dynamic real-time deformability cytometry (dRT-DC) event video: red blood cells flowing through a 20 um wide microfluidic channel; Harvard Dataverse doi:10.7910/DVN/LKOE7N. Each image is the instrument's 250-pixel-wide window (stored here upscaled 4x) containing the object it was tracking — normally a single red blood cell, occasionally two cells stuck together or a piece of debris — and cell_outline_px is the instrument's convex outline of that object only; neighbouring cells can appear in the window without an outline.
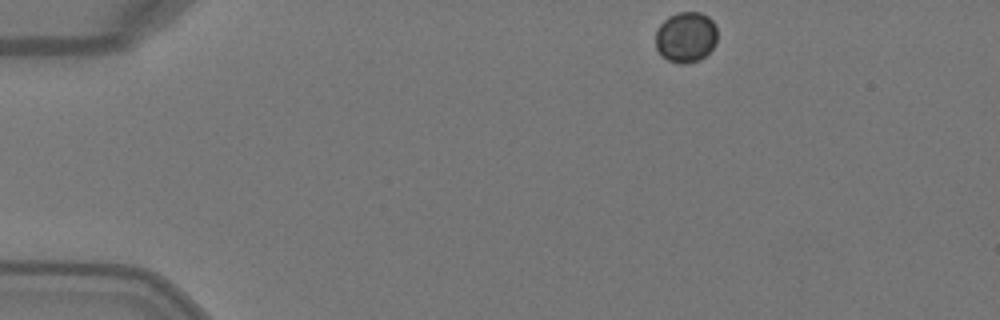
{"species": "Egyptian fruit bat (a non-hibernating species)", "species_latin": "Rousettus aegyptiacus", "temperature_condition": "warm", "stored_images_in_passage": 43, "camera_frame_rate_fps": 3000, "um_per_image_px": 0.085, "animal": {"sex": "female"}, "frame": {"image": 1, "passage_image": 1, "time_ms": 0.0, "image_size_px": [1000, 320], "cell_outline_px": [[716, 44], [700, 60], [684, 64], [680, 64], [668, 60], [656, 48], [656, 28], [668, 16], [676, 12], [700, 12], [708, 16], [716, 24]], "centroid_in_image_um": [58.3, 3.13], "position_along_channel_um": 26.7, "area_um2": 18.32}}
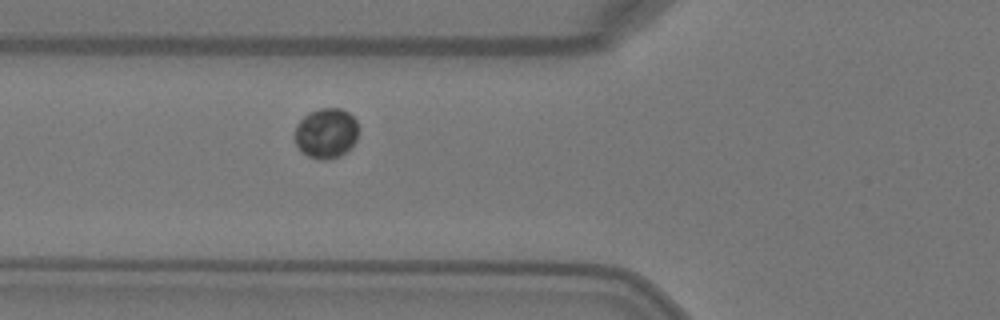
{"frame": {"image": 2, "passage_image": 12, "time_ms": 3.667, "image_size_px": [1000, 320], "cell_outline_px": [[356, 140], [340, 156], [328, 160], [320, 160], [308, 156], [296, 144], [296, 124], [308, 112], [320, 108], [340, 108], [348, 112], [356, 120]], "centroid_in_image_um": [27.71, 11.31], "position_along_channel_um": 98.1, "area_um2": 18.32}}
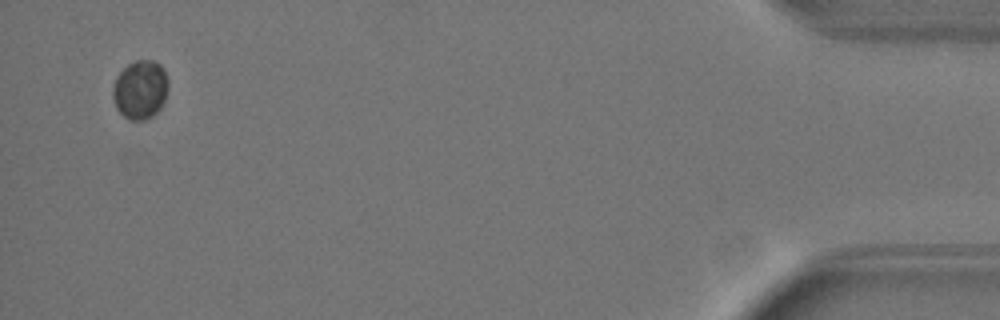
{"frame": {"image": 3, "passage_image": 42, "time_ms": 13.667, "image_size_px": [1000, 320], "cell_outline_px": [[168, 88], [164, 100], [160, 108], [152, 116], [144, 120], [128, 120], [116, 108], [112, 96], [112, 88], [116, 76], [128, 64], [136, 60], [152, 60], [160, 64], [168, 80]], "centroid_in_image_um": [11.9, 7.62], "position_along_channel_um": 423.3, "area_um2": 19.02}}